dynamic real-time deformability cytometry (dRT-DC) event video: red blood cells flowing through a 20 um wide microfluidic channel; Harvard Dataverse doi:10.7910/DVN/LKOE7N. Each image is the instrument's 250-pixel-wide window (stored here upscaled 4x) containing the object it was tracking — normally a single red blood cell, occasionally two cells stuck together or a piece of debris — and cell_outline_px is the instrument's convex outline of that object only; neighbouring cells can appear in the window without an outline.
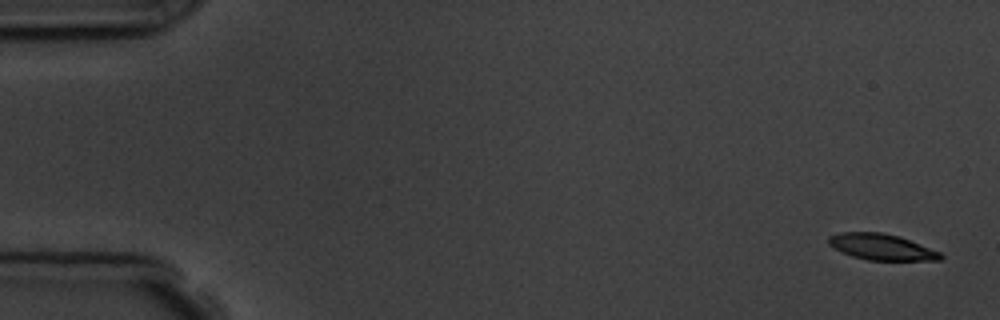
{"species": "common noctule bat (a hibernating species)", "species_latin": "Nyctalus noctula", "temperature_condition": "room temperature", "stored_images_in_passage": 5, "camera_frame_rate_fps": 3000, "um_per_image_px": 0.085, "animal": {"sex": "male", "body_mass_g": 19.5, "forearm_length_mm": 54.6}, "frame": {"image": 1, "passage_image": 1, "time_ms": 0.0, "image_size_px": [1000, 320], "cell_outline_px": [[944, 256], [940, 260], [868, 260], [852, 256], [840, 252], [828, 244], [828, 236], [840, 232], [884, 232], [900, 236], [940, 252]], "centroid_in_image_um": [74.9, 20.98], "position_along_channel_um": 10.1, "area_um2": 17.11}}
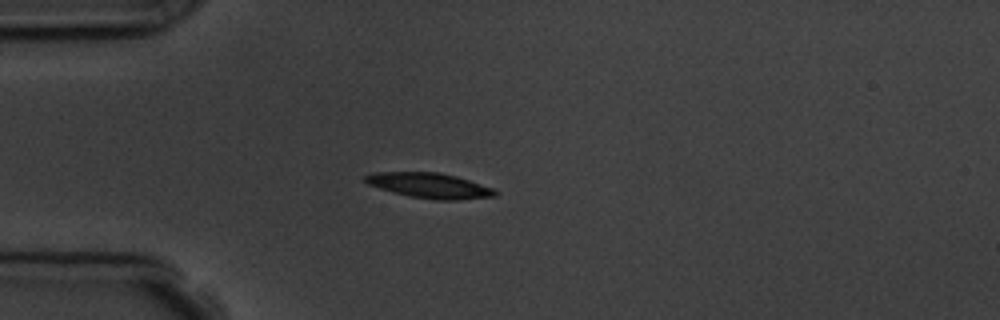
{"frame": {"image": 2, "passage_image": 5, "time_ms": 4.333, "image_size_px": [1000, 320], "cell_outline_px": [[500, 192], [496, 196], [456, 200], [436, 200], [408, 196], [392, 192], [368, 184], [364, 180], [364, 176], [376, 172], [440, 172], [456, 176], [492, 188]], "centroid_in_image_um": [36.52, 15.77], "position_along_channel_um": 48.5, "area_um2": 19.02}}